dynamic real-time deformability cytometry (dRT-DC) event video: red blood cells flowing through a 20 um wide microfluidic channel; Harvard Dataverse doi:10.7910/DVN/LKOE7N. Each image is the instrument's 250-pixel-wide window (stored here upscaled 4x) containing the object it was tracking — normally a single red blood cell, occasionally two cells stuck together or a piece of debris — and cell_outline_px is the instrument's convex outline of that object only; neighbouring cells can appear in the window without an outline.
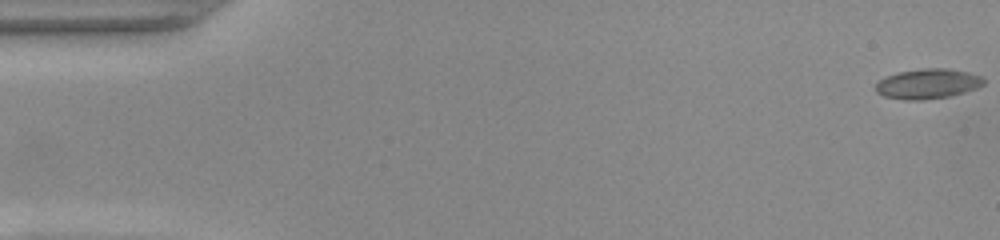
{"species": "common noctule bat (a hibernating species)", "species_latin": "Nyctalus noctula", "temperature_condition": "warm", "stored_images_in_passage": 53, "camera_frame_rate_fps": 3000, "um_per_image_px": 0.085, "animal": {"sex": "female", "body_mass_g": 22.0, "forearm_length_mm": 56.7}, "frame": {"image": 1, "passage_image": 1, "time_ms": 0.0, "image_size_px": [1000, 240], "cell_outline_px": [[984, 84], [976, 88], [964, 92], [948, 96], [924, 100], [904, 100], [884, 96], [876, 92], [876, 84], [880, 80], [888, 76], [900, 72], [924, 68], [944, 68], [968, 72], [980, 76], [984, 80]], "centroid_in_image_um": [78.85, 7.13], "position_along_channel_um": 6.1, "area_um2": 18.61}}
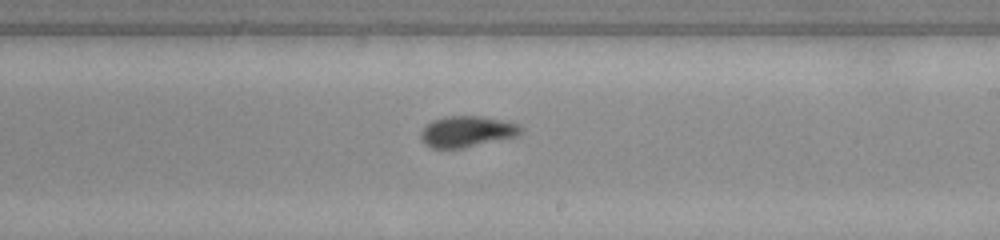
{"frame": {"image": 2, "passage_image": 31, "time_ms": 10.0, "image_size_px": [1000, 240], "cell_outline_px": [[524, 132], [516, 136], [460, 148], [432, 148], [420, 136], [420, 132], [432, 120], [444, 116], [480, 116], [520, 124], [524, 128]], "centroid_in_image_um": [39.72, 11.16], "position_along_channel_um": 249.3, "area_um2": 17.8}}
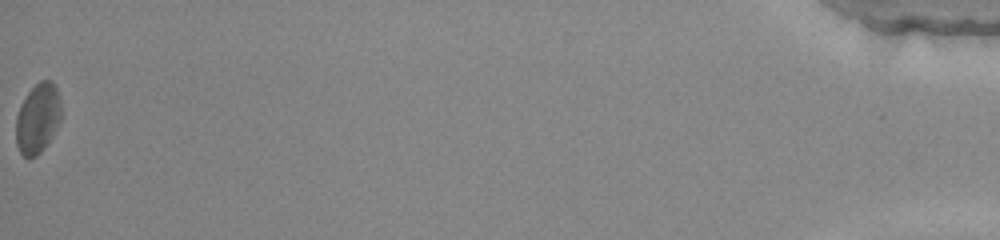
{"frame": {"image": 3, "passage_image": 53, "time_ms": 17.333, "image_size_px": [1000, 240], "cell_outline_px": [[60, 120], [44, 148], [36, 156], [28, 160], [20, 152], [16, 144], [16, 116], [28, 92], [40, 80], [52, 80], [56, 88], [60, 100]], "centroid_in_image_um": [3.19, 10.08], "position_along_channel_um": 432.0, "area_um2": 18.15}, "authors_computed_cell_mechanics": {"area_um2": 18.0336, "velocity_mm_per_s": 3.913, "shape_relaxation_time_tau1_ms": 6.227, "shape_relaxation_time_tau2_ms": 1.4582, "deformation_change_tau1": 0.147, "deformation_change_tau2": 0.0563}}